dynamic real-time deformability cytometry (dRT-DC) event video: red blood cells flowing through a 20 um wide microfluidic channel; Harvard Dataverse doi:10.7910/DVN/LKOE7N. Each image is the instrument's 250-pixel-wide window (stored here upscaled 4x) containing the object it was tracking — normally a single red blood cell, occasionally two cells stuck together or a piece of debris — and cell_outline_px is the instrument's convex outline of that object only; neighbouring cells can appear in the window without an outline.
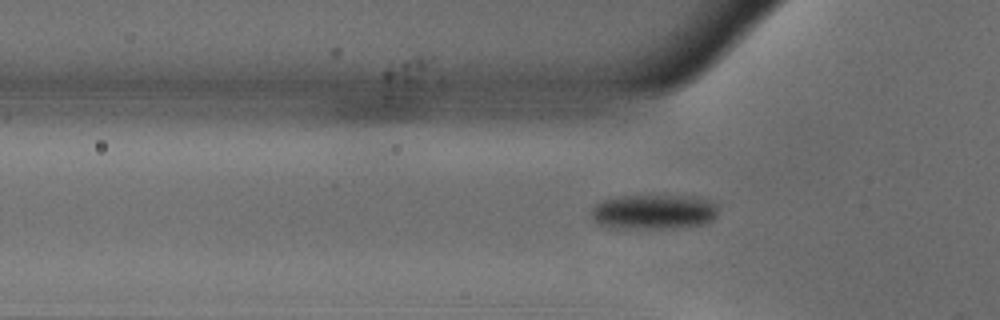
{"species": "common noctule bat (a hibernating species)", "species_latin": "Nyctalus noctula", "temperature_condition": "warm", "stored_images_in_passage": 32, "camera_frame_rate_fps": 3000, "um_per_image_px": 0.085, "animal": {"sex": "male", "body_mass_g": 18.8}, "frame": {"image": 1, "passage_image": 7, "time_ms": 2.0, "image_size_px": [1000, 320], "cell_outline_px": [[716, 216], [712, 220], [704, 224], [676, 228], [632, 228], [600, 224], [592, 216], [592, 208], [596, 204], [604, 200], [624, 196], [696, 196], [708, 200], [716, 204]], "centroid_in_image_um": [55.64, 18.0], "position_along_channel_um": 70.2, "area_um2": 25.26}}
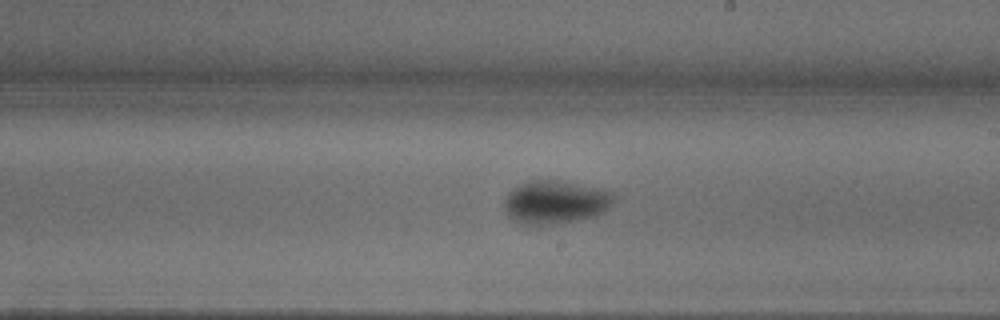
{"frame": {"image": 2, "passage_image": 21, "time_ms": 6.667, "image_size_px": [1000, 320], "cell_outline_px": [[616, 196], [608, 208], [604, 212], [596, 216], [580, 220], [548, 224], [520, 224], [512, 220], [508, 216], [504, 208], [504, 200], [508, 192], [512, 188], [520, 184], [532, 180], [556, 180], [596, 188], [612, 192]], "centroid_in_image_um": [47.17, 17.19], "position_along_channel_um": 241.8, "area_um2": 27.57}}
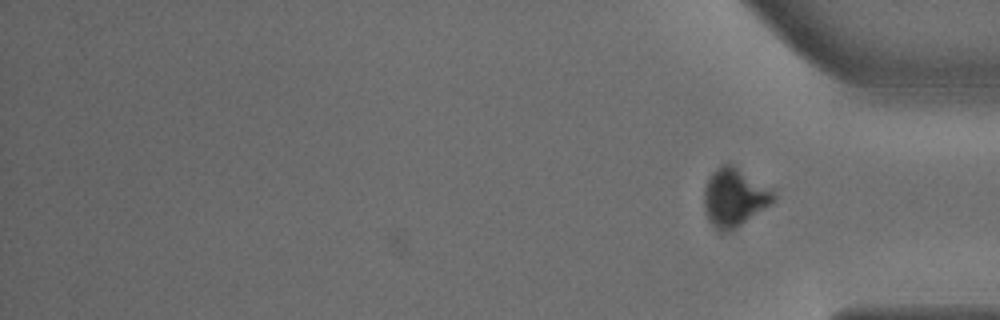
{"frame": {"image": 3, "passage_image": 32, "time_ms": 10.333, "image_size_px": [1000, 320], "cell_outline_px": [[776, 200], [732, 232], [716, 232], [708, 220], [704, 212], [704, 188], [712, 172], [720, 164], [728, 160], [776, 188]], "centroid_in_image_um": [62.46, 16.74], "position_along_channel_um": 372.7, "area_um2": 24.97}, "authors_computed_cell_mechanics": {"area_um2": 26.5302, "velocity_mm_per_s": 3.6527, "shape_relaxation_time_tau1_ms": 3.6985, "shape_relaxation_time_tau2_ms": 8.5632, "deformation_change_tau1": 0.1449, "deformation_change_tau2": 0.0613}}